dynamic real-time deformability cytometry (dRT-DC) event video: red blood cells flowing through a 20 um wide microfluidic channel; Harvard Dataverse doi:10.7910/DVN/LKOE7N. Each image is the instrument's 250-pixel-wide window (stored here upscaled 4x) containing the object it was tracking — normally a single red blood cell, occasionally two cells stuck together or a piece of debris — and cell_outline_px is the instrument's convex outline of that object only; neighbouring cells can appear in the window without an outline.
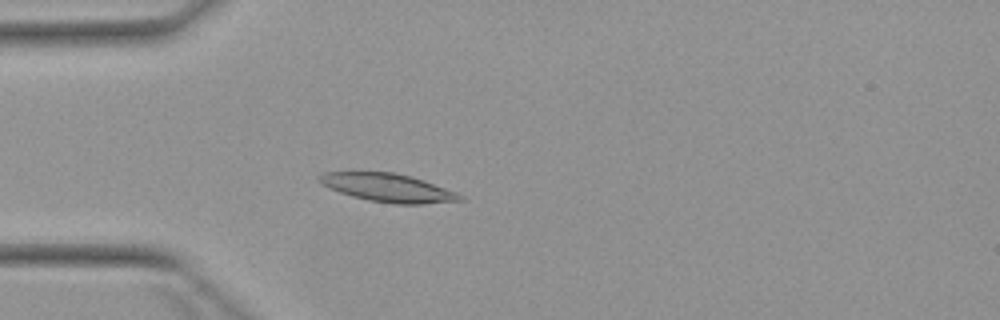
{"species": "Egyptian fruit bat (a non-hibernating species)", "species_latin": "Rousettus aegyptiacus", "temperature_condition": "warm", "stored_images_in_passage": 4, "camera_frame_rate_fps": 3000, "um_per_image_px": 0.085, "animal": {"sex": "female"}, "frame": {"image": 1, "passage_image": 4, "time_ms": 3.667, "image_size_px": [1000, 320], "cell_outline_px": [[464, 200], [424, 204], [392, 204], [368, 200], [352, 196], [328, 188], [320, 184], [320, 176], [324, 172], [392, 172], [412, 176], [424, 180], [456, 192], [464, 196]], "centroid_in_image_um": [33.0, 15.96], "position_along_channel_um": 52.0, "area_um2": 23.18}}